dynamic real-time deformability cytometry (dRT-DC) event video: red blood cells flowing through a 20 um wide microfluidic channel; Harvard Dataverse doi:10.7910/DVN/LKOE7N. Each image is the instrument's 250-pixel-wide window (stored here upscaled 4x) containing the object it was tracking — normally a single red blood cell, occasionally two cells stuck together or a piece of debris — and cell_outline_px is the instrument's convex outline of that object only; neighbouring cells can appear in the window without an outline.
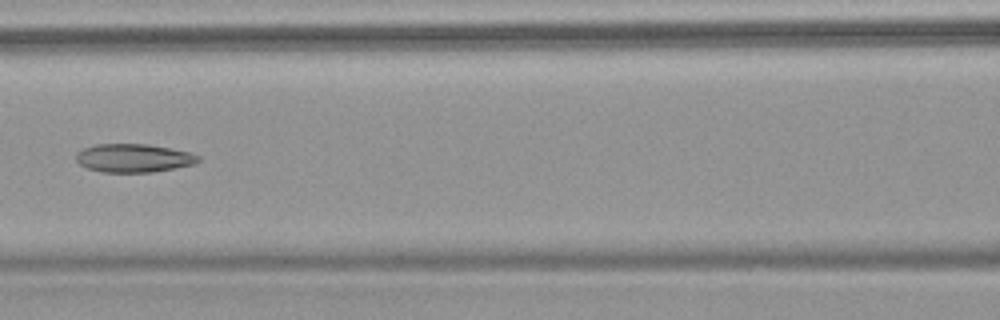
{"species": "common noctule bat (a hibernating species)", "species_latin": "Nyctalus noctula", "temperature_condition": "warm", "stored_images_in_passage": 3, "camera_frame_rate_fps": 3000, "um_per_image_px": 0.085, "animal": {"sex": "female", "body_mass_g": 18.4}, "frame": {"image": 1, "passage_image": 3, "time_ms": 2.333, "image_size_px": [1000, 320], "cell_outline_px": [[200, 160], [192, 164], [176, 168], [152, 172], [104, 172], [88, 168], [80, 164], [76, 160], [76, 152], [84, 148], [96, 144], [148, 144], [188, 152], [200, 156]], "centroid_in_image_um": [11.34, 13.43], "position_along_channel_um": 155.3, "area_um2": 20.06}}